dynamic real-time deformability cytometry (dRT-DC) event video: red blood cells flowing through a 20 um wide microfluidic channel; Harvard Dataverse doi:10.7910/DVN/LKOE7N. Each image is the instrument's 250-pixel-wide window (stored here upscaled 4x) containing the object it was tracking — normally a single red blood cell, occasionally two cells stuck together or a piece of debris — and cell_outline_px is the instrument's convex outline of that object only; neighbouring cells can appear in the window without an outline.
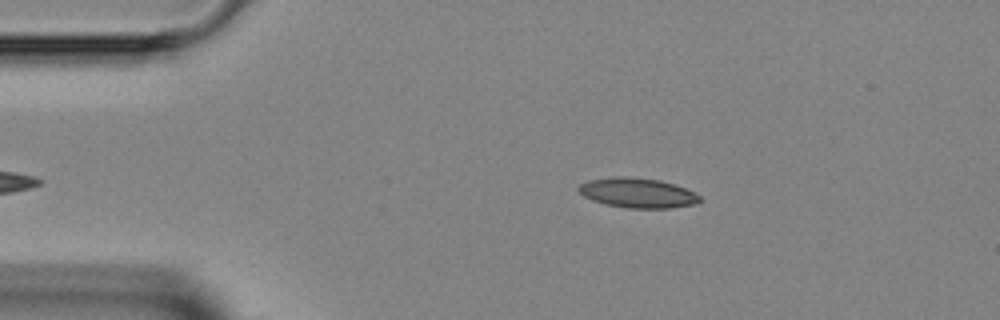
{"species": "Egyptian fruit bat (a non-hibernating species)", "species_latin": "Rousettus aegyptiacus", "temperature_condition": "room temperature", "stored_images_in_passage": 33, "camera_frame_rate_fps": 3000, "um_per_image_px": 0.085, "animal": {"sex": "female"}, "frame": {"image": 1, "passage_image": 2, "time_ms": 0.333, "image_size_px": [1000, 320], "cell_outline_px": [[704, 200], [696, 204], [672, 208], [628, 208], [604, 204], [592, 200], [584, 196], [576, 188], [580, 184], [588, 180], [612, 176], [628, 176], [660, 180], [684, 188], [700, 196]], "centroid_in_image_um": [54.18, 16.39], "position_along_channel_um": 30.8, "area_um2": 21.21}}
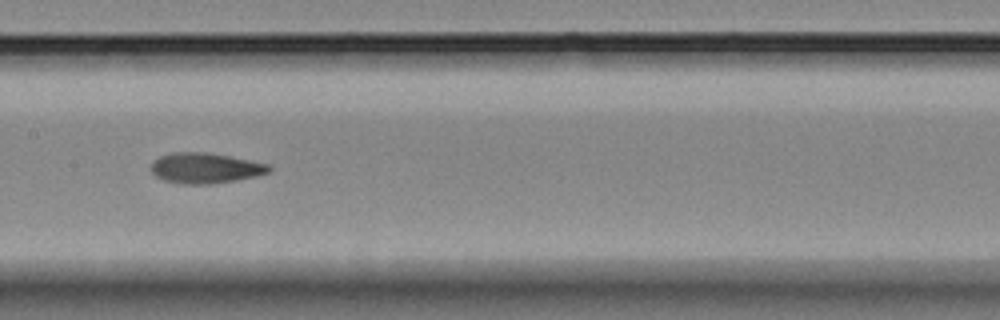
{"frame": {"image": 2, "passage_image": 16, "time_ms": 5.0, "image_size_px": [1000, 320], "cell_outline_px": [[272, 168], [268, 172], [256, 176], [236, 180], [212, 184], [180, 184], [164, 180], [156, 176], [152, 172], [152, 164], [160, 156], [176, 152], [208, 152], [268, 164]], "centroid_in_image_um": [17.45, 14.29], "position_along_channel_um": 189.9, "area_um2": 20.69}}
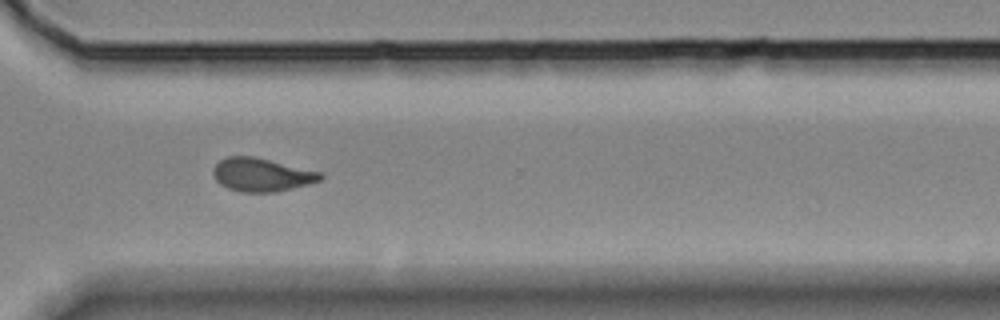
{"frame": {"image": 3, "passage_image": 27, "time_ms": 8.667, "image_size_px": [1000, 320], "cell_outline_px": [[324, 176], [320, 180], [308, 184], [276, 192], [240, 192], [228, 188], [220, 184], [216, 180], [212, 172], [212, 168], [220, 160], [228, 156], [252, 156], [320, 172]], "centroid_in_image_um": [22.2, 14.86], "position_along_channel_um": 348.4, "area_um2": 20.63}}